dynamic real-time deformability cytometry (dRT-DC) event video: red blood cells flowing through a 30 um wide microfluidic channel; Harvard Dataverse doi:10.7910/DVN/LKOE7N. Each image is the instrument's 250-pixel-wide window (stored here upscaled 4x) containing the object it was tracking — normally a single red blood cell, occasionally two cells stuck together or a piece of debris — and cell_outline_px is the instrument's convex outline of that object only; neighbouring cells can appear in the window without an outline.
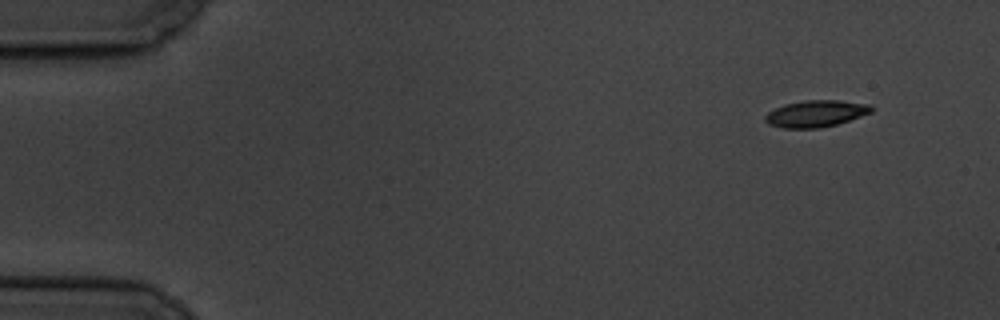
{"species": "common noctule bat (a hibernating species)", "species_latin": "Nyctalus noctula", "temperature_condition": "cold", "stored_images_in_passage": 6, "camera_frame_rate_fps": 3000, "um_per_image_px": 0.085, "animal": {"sex": "male", "body_mass_g": 19.5, "forearm_length_mm": 54.6}, "frame": {"image": 1, "passage_image": 1, "time_ms": 0.0, "image_size_px": [1000, 320], "cell_outline_px": [[872, 112], [836, 124], [820, 128], [780, 128], [768, 124], [764, 120], [764, 116], [768, 112], [784, 104], [804, 100], [840, 100], [872, 104]], "centroid_in_image_um": [69.33, 9.65], "position_along_channel_um": 15.7, "area_um2": 16.59}}
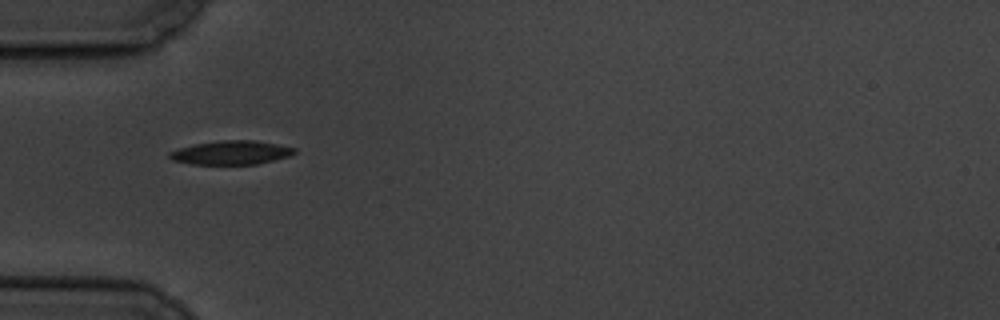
{"frame": {"image": 2, "passage_image": 5, "time_ms": 4.667, "image_size_px": [1000, 320], "cell_outline_px": [[296, 152], [288, 156], [256, 164], [192, 164], [172, 160], [168, 156], [168, 152], [180, 148], [196, 144], [220, 140], [256, 140], [296, 148]], "centroid_in_image_um": [19.63, 12.97], "position_along_channel_um": 65.4, "area_um2": 17.17}}
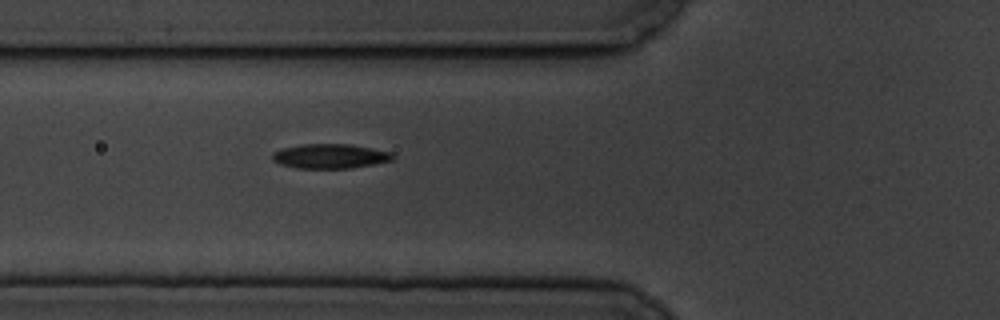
{"frame": {"image": 3, "passage_image": 6, "time_ms": 5.667, "image_size_px": [1000, 320], "cell_outline_px": [[396, 156], [392, 160], [352, 168], [296, 168], [280, 164], [272, 160], [272, 152], [284, 148], [300, 144], [352, 144], [392, 152]], "centroid_in_image_um": [28.06, 13.27], "position_along_channel_um": 97.7, "area_um2": 17.28}}